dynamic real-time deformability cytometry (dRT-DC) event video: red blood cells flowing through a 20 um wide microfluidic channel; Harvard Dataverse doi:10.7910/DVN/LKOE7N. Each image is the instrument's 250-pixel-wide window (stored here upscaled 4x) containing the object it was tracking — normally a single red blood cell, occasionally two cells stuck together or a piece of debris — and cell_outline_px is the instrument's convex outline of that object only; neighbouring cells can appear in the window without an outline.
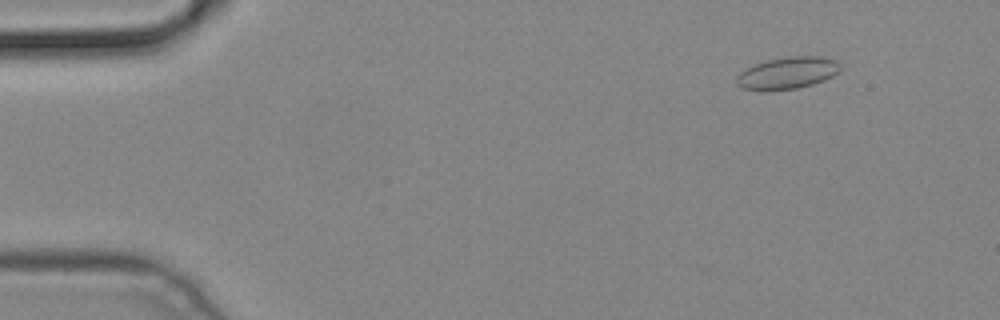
{"species": "common noctule bat (a hibernating species)", "species_latin": "Nyctalus noctula", "temperature_condition": "cold", "stored_images_in_passage": 5, "segment_of_instrument_passage": [2, 2], "camera_frame_rate_fps": 3000, "um_per_image_px": 0.085, "animal": {"sex": "male", "body_mass_g": 19.2, "forearm_length_mm": 51.8}, "frame": {"image": 1, "passage_image": 5, "time_ms": 1.333, "image_size_px": [1000, 320], "cell_outline_px": [[840, 72], [824, 80], [812, 84], [796, 88], [764, 92], [740, 88], [736, 84], [736, 76], [740, 72], [756, 64], [768, 60], [788, 56], [820, 56], [836, 60], [840, 64]], "centroid_in_image_um": [66.91, 6.22], "position_along_channel_um": 18.1, "area_um2": 19.54}}